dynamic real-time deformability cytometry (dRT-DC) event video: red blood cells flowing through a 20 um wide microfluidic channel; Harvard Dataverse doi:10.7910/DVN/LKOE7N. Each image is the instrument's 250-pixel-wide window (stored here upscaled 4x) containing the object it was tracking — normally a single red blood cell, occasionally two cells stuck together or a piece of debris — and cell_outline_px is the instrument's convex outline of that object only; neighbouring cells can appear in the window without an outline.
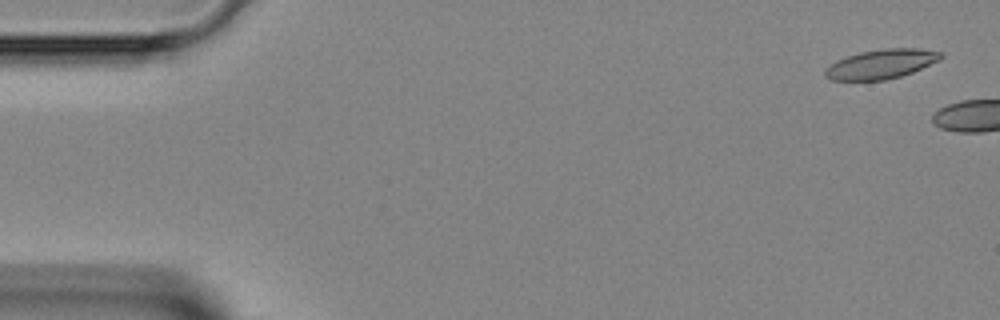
{"species": "Egyptian fruit bat (a non-hibernating species)", "species_latin": "Rousettus aegyptiacus", "temperature_condition": "room temperature", "stored_images_in_passage": 5, "camera_frame_rate_fps": 3000, "um_per_image_px": 0.085, "animal": {"sex": "female"}, "frame": {"image": 1, "passage_image": 2, "time_ms": 0.333, "image_size_px": [1000, 320], "cell_outline_px": [[944, 56], [940, 60], [912, 72], [900, 76], [884, 80], [832, 80], [824, 76], [824, 68], [836, 60], [860, 52], [884, 48], [916, 48], [944, 52]], "centroid_in_image_um": [74.9, 5.44], "position_along_channel_um": 10.1, "area_um2": 19.88}}